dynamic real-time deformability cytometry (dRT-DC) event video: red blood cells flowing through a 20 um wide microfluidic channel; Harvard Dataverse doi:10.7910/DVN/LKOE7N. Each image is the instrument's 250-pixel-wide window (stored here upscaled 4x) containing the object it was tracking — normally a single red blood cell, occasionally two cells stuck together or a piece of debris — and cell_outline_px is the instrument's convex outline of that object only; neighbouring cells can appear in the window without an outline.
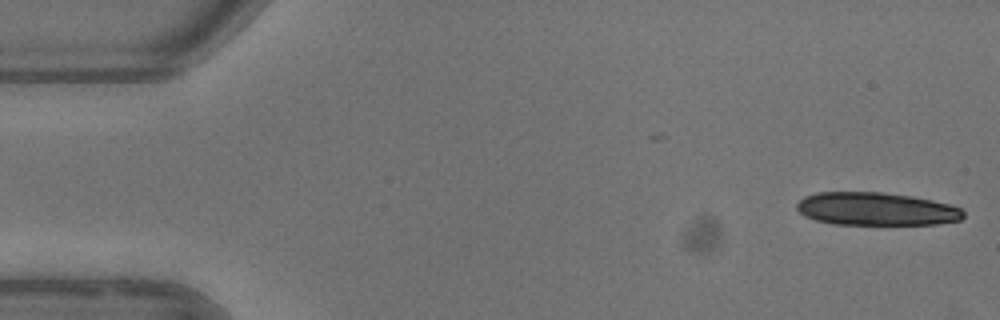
{"species": "common noctule bat (a hibernating species)", "species_latin": "Nyctalus noctula", "temperature_condition": "warm", "stored_images_in_passage": 4, "camera_frame_rate_fps": 3000, "um_per_image_px": 0.085, "animal": {"sex": "female"}, "frame": {"image": 1, "passage_image": 1, "time_ms": 0.0, "image_size_px": [1000, 320], "cell_outline_px": [[964, 216], [960, 220], [936, 224], [832, 224], [816, 220], [804, 216], [796, 208], [796, 204], [804, 196], [816, 192], [880, 192], [912, 196], [932, 200], [948, 204], [960, 208], [964, 212]], "centroid_in_image_um": [74.45, 17.76], "position_along_channel_um": 10.6, "area_um2": 32.02}}